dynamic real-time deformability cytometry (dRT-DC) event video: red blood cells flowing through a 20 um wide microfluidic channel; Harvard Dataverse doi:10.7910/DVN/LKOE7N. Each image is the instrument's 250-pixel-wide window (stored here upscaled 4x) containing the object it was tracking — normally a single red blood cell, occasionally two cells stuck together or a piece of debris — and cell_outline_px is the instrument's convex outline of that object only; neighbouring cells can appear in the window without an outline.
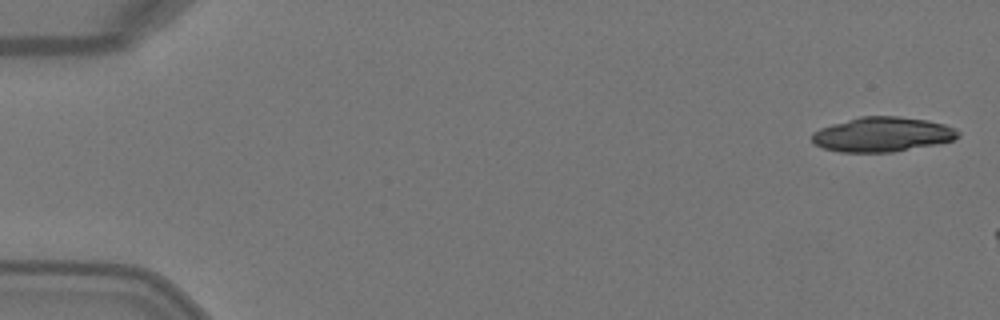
{"species": "Egyptian fruit bat (a non-hibernating species)", "species_latin": "Rousettus aegyptiacus", "temperature_condition": "warm", "stored_images_in_passage": 4, "camera_frame_rate_fps": 3000, "um_per_image_px": 0.085, "animal": {"sex": "female"}, "frame": {"image": 1, "passage_image": 1, "time_ms": 0.0, "image_size_px": [1000, 320], "cell_outline_px": [[960, 136], [952, 140], [936, 144], [892, 152], [840, 152], [824, 148], [816, 144], [812, 140], [812, 132], [820, 128], [832, 124], [860, 116], [900, 116], [928, 120], [944, 124], [956, 128], [960, 132]], "centroid_in_image_um": [75.02, 11.42], "position_along_channel_um": 10.0, "area_um2": 29.54}}